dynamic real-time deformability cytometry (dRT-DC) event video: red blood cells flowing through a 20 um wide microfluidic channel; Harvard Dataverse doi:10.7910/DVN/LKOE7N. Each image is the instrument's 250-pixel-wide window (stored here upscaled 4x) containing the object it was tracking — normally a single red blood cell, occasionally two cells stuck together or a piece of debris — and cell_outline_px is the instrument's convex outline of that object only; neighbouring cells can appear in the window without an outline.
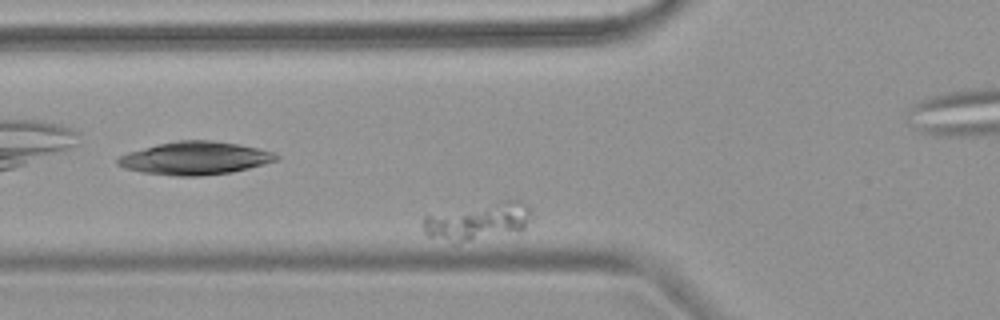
{"species": "common noctule bat (a hibernating species)", "species_latin": "Nyctalus noctula", "temperature_condition": "warm", "stored_images_in_passage": 11, "camera_frame_rate_fps": 3000, "um_per_image_px": 0.085, "animal": {"sex": "female", "body_mass_g": 18.4}, "frame": {"image": 1, "passage_image": 4, "time_ms": 4.667, "image_size_px": [1000, 320], "cell_outline_px": [[532, 212], [524, 228], [520, 232], [456, 244], [452, 244], [428, 236], [424, 232], [424, 216], [504, 200], [520, 200]], "centroid_in_image_um": [40.63, 18.87], "position_along_channel_um": 85.2, "area_um2": 23.64}}
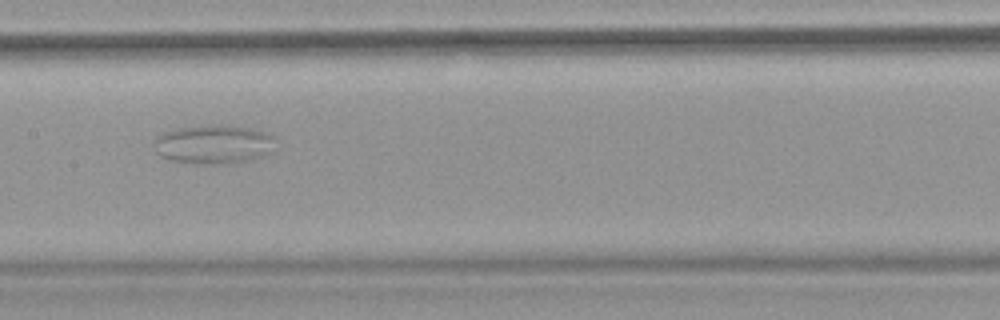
{"frame": {"image": 2, "passage_image": 8, "time_ms": 9.333, "image_size_px": [1000, 320], "cell_outline_px": [[272, 136], [264, 152], [256, 156], [240, 160], [216, 164], [208, 164], [168, 160], [160, 156], [156, 152], [156, 136], [164, 132], [176, 128], [208, 124], [228, 124], [252, 128], [264, 132]], "centroid_in_image_um": [17.98, 12.21], "position_along_channel_um": 189.4, "area_um2": 26.53}}